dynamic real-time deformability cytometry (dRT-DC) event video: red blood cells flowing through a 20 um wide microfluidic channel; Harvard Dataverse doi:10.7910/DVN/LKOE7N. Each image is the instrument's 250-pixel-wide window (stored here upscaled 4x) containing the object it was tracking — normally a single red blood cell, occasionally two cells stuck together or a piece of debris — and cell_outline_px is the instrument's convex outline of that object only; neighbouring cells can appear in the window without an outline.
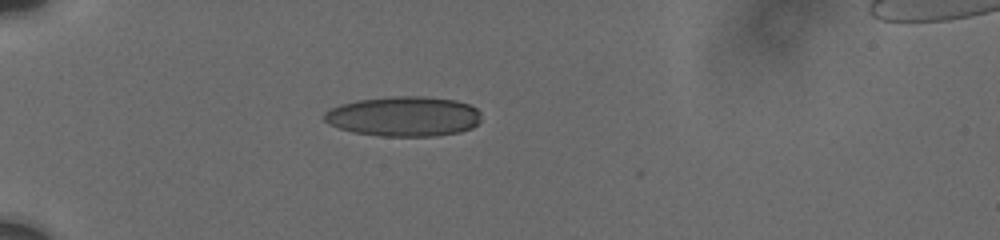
{"species": "human", "species_latin": "Homo sapiens", "temperature_condition": "cold", "stored_images_in_passage": 11, "camera_frame_rate_fps": 3000, "um_per_image_px": 0.085, "donor": {"sex": "male"}, "frame": {"image": 1, "passage_image": 1, "time_ms": 0.0, "image_size_px": [1000, 240], "cell_outline_px": [[480, 120], [472, 128], [460, 132], [436, 136], [380, 136], [352, 132], [328, 124], [324, 120], [324, 112], [340, 104], [356, 100], [392, 96], [424, 96], [456, 100], [472, 104], [480, 112]], "centroid_in_image_um": [34.34, 9.89], "position_along_channel_um": 50.7, "area_um2": 36.88}}
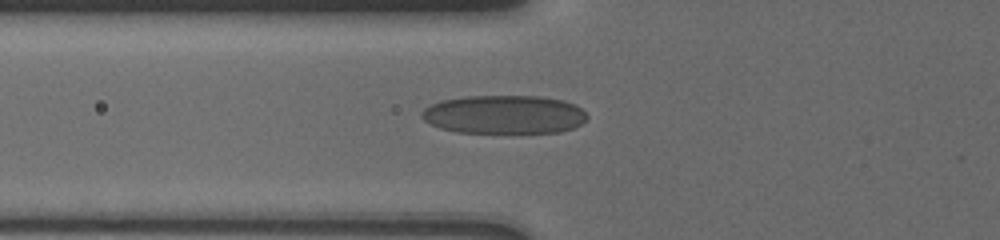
{"frame": {"image": 2, "passage_image": 7, "time_ms": 1.667, "image_size_px": [1000, 240], "cell_outline_px": [[588, 116], [580, 124], [572, 128], [560, 132], [456, 132], [440, 128], [428, 124], [420, 116], [420, 112], [424, 108], [440, 100], [468, 96], [540, 96], [564, 100], [576, 104]], "centroid_in_image_um": [42.81, 9.72], "position_along_channel_um": 83.0, "area_um2": 37.22}}